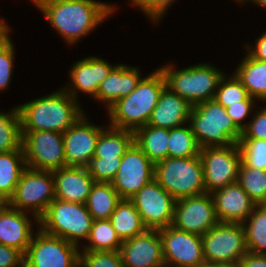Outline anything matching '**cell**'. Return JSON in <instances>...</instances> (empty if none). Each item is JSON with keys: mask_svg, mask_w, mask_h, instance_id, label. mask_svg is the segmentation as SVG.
Here are the masks:
<instances>
[{"mask_svg": "<svg viewBox=\"0 0 266 267\" xmlns=\"http://www.w3.org/2000/svg\"><path fill=\"white\" fill-rule=\"evenodd\" d=\"M69 45L111 16L115 5L95 0H31Z\"/></svg>", "mask_w": 266, "mask_h": 267, "instance_id": "1", "label": "cell"}, {"mask_svg": "<svg viewBox=\"0 0 266 267\" xmlns=\"http://www.w3.org/2000/svg\"><path fill=\"white\" fill-rule=\"evenodd\" d=\"M64 89L18 106L21 131L64 133L84 113L82 107Z\"/></svg>", "mask_w": 266, "mask_h": 267, "instance_id": "2", "label": "cell"}, {"mask_svg": "<svg viewBox=\"0 0 266 267\" xmlns=\"http://www.w3.org/2000/svg\"><path fill=\"white\" fill-rule=\"evenodd\" d=\"M166 81L160 69L142 78L137 87L108 109L110 126L135 131L148 124Z\"/></svg>", "mask_w": 266, "mask_h": 267, "instance_id": "3", "label": "cell"}, {"mask_svg": "<svg viewBox=\"0 0 266 267\" xmlns=\"http://www.w3.org/2000/svg\"><path fill=\"white\" fill-rule=\"evenodd\" d=\"M188 123L201 148L238 144L242 131L215 99L193 106Z\"/></svg>", "mask_w": 266, "mask_h": 267, "instance_id": "4", "label": "cell"}, {"mask_svg": "<svg viewBox=\"0 0 266 267\" xmlns=\"http://www.w3.org/2000/svg\"><path fill=\"white\" fill-rule=\"evenodd\" d=\"M172 65L167 64L159 68L165 77L166 87L172 92L192 106L214 99L223 72L208 63L181 70H176Z\"/></svg>", "mask_w": 266, "mask_h": 267, "instance_id": "5", "label": "cell"}, {"mask_svg": "<svg viewBox=\"0 0 266 267\" xmlns=\"http://www.w3.org/2000/svg\"><path fill=\"white\" fill-rule=\"evenodd\" d=\"M200 155L167 157L155 164L154 180L176 200L206 192Z\"/></svg>", "mask_w": 266, "mask_h": 267, "instance_id": "6", "label": "cell"}, {"mask_svg": "<svg viewBox=\"0 0 266 267\" xmlns=\"http://www.w3.org/2000/svg\"><path fill=\"white\" fill-rule=\"evenodd\" d=\"M93 218L86 204L54 199L39 219V228L78 246L89 236Z\"/></svg>", "mask_w": 266, "mask_h": 267, "instance_id": "7", "label": "cell"}, {"mask_svg": "<svg viewBox=\"0 0 266 267\" xmlns=\"http://www.w3.org/2000/svg\"><path fill=\"white\" fill-rule=\"evenodd\" d=\"M55 199L53 171L36 170L26 167L9 205L19 211L30 210L39 224L50 203Z\"/></svg>", "mask_w": 266, "mask_h": 267, "instance_id": "8", "label": "cell"}, {"mask_svg": "<svg viewBox=\"0 0 266 267\" xmlns=\"http://www.w3.org/2000/svg\"><path fill=\"white\" fill-rule=\"evenodd\" d=\"M203 256L206 262H238L248 252L242 223L218 222L202 236Z\"/></svg>", "mask_w": 266, "mask_h": 267, "instance_id": "9", "label": "cell"}, {"mask_svg": "<svg viewBox=\"0 0 266 267\" xmlns=\"http://www.w3.org/2000/svg\"><path fill=\"white\" fill-rule=\"evenodd\" d=\"M79 249L40 228L24 254V267H79Z\"/></svg>", "mask_w": 266, "mask_h": 267, "instance_id": "10", "label": "cell"}, {"mask_svg": "<svg viewBox=\"0 0 266 267\" xmlns=\"http://www.w3.org/2000/svg\"><path fill=\"white\" fill-rule=\"evenodd\" d=\"M26 167L55 171L66 167L63 133L55 131H21Z\"/></svg>", "mask_w": 266, "mask_h": 267, "instance_id": "11", "label": "cell"}, {"mask_svg": "<svg viewBox=\"0 0 266 267\" xmlns=\"http://www.w3.org/2000/svg\"><path fill=\"white\" fill-rule=\"evenodd\" d=\"M200 158L207 193L211 194L238 180L242 164L238 144L201 148Z\"/></svg>", "mask_w": 266, "mask_h": 267, "instance_id": "12", "label": "cell"}, {"mask_svg": "<svg viewBox=\"0 0 266 267\" xmlns=\"http://www.w3.org/2000/svg\"><path fill=\"white\" fill-rule=\"evenodd\" d=\"M130 200L146 229L160 230L172 225L176 199L154 179Z\"/></svg>", "mask_w": 266, "mask_h": 267, "instance_id": "13", "label": "cell"}, {"mask_svg": "<svg viewBox=\"0 0 266 267\" xmlns=\"http://www.w3.org/2000/svg\"><path fill=\"white\" fill-rule=\"evenodd\" d=\"M218 222L211 194L205 192L176 200L174 228L203 236Z\"/></svg>", "mask_w": 266, "mask_h": 267, "instance_id": "14", "label": "cell"}, {"mask_svg": "<svg viewBox=\"0 0 266 267\" xmlns=\"http://www.w3.org/2000/svg\"><path fill=\"white\" fill-rule=\"evenodd\" d=\"M163 259L168 267H197L202 264V236L181 231L172 225L160 229Z\"/></svg>", "mask_w": 266, "mask_h": 267, "instance_id": "15", "label": "cell"}, {"mask_svg": "<svg viewBox=\"0 0 266 267\" xmlns=\"http://www.w3.org/2000/svg\"><path fill=\"white\" fill-rule=\"evenodd\" d=\"M154 167L134 142L121 158V164L111 184L121 199H130L154 179Z\"/></svg>", "mask_w": 266, "mask_h": 267, "instance_id": "16", "label": "cell"}, {"mask_svg": "<svg viewBox=\"0 0 266 267\" xmlns=\"http://www.w3.org/2000/svg\"><path fill=\"white\" fill-rule=\"evenodd\" d=\"M105 127L90 123L85 113L63 133L66 166L87 167L94 157L96 143Z\"/></svg>", "mask_w": 266, "mask_h": 267, "instance_id": "17", "label": "cell"}, {"mask_svg": "<svg viewBox=\"0 0 266 267\" xmlns=\"http://www.w3.org/2000/svg\"><path fill=\"white\" fill-rule=\"evenodd\" d=\"M124 267H163L162 240L159 230L146 229L124 240L119 250Z\"/></svg>", "mask_w": 266, "mask_h": 267, "instance_id": "18", "label": "cell"}, {"mask_svg": "<svg viewBox=\"0 0 266 267\" xmlns=\"http://www.w3.org/2000/svg\"><path fill=\"white\" fill-rule=\"evenodd\" d=\"M211 196L219 222L243 223L257 205L237 181L214 191Z\"/></svg>", "mask_w": 266, "mask_h": 267, "instance_id": "19", "label": "cell"}, {"mask_svg": "<svg viewBox=\"0 0 266 267\" xmlns=\"http://www.w3.org/2000/svg\"><path fill=\"white\" fill-rule=\"evenodd\" d=\"M115 66L98 57L84 58L71 68L69 72L71 83L68 84L71 88L65 87L64 90L76 101H78L76 91L90 94L95 99L99 85Z\"/></svg>", "mask_w": 266, "mask_h": 267, "instance_id": "20", "label": "cell"}, {"mask_svg": "<svg viewBox=\"0 0 266 267\" xmlns=\"http://www.w3.org/2000/svg\"><path fill=\"white\" fill-rule=\"evenodd\" d=\"M55 198L85 204L95 183L87 167L66 166L53 171Z\"/></svg>", "mask_w": 266, "mask_h": 267, "instance_id": "21", "label": "cell"}, {"mask_svg": "<svg viewBox=\"0 0 266 267\" xmlns=\"http://www.w3.org/2000/svg\"><path fill=\"white\" fill-rule=\"evenodd\" d=\"M136 67L116 65L99 85L96 99L106 103L107 110L118 100L128 96L142 79Z\"/></svg>", "mask_w": 266, "mask_h": 267, "instance_id": "22", "label": "cell"}, {"mask_svg": "<svg viewBox=\"0 0 266 267\" xmlns=\"http://www.w3.org/2000/svg\"><path fill=\"white\" fill-rule=\"evenodd\" d=\"M192 108L188 101L165 87L147 125L168 129L181 127L188 124Z\"/></svg>", "mask_w": 266, "mask_h": 267, "instance_id": "23", "label": "cell"}, {"mask_svg": "<svg viewBox=\"0 0 266 267\" xmlns=\"http://www.w3.org/2000/svg\"><path fill=\"white\" fill-rule=\"evenodd\" d=\"M26 213L9 204L0 210V244L14 247L23 254L26 253L34 235L32 221Z\"/></svg>", "mask_w": 266, "mask_h": 267, "instance_id": "24", "label": "cell"}, {"mask_svg": "<svg viewBox=\"0 0 266 267\" xmlns=\"http://www.w3.org/2000/svg\"><path fill=\"white\" fill-rule=\"evenodd\" d=\"M169 129L145 125L134 131V142L155 165L168 157Z\"/></svg>", "mask_w": 266, "mask_h": 267, "instance_id": "25", "label": "cell"}, {"mask_svg": "<svg viewBox=\"0 0 266 267\" xmlns=\"http://www.w3.org/2000/svg\"><path fill=\"white\" fill-rule=\"evenodd\" d=\"M133 143V131L109 126L101 131L93 158L116 159V157H123Z\"/></svg>", "mask_w": 266, "mask_h": 267, "instance_id": "26", "label": "cell"}, {"mask_svg": "<svg viewBox=\"0 0 266 267\" xmlns=\"http://www.w3.org/2000/svg\"><path fill=\"white\" fill-rule=\"evenodd\" d=\"M234 73L252 98L266 101V62L247 54Z\"/></svg>", "mask_w": 266, "mask_h": 267, "instance_id": "27", "label": "cell"}, {"mask_svg": "<svg viewBox=\"0 0 266 267\" xmlns=\"http://www.w3.org/2000/svg\"><path fill=\"white\" fill-rule=\"evenodd\" d=\"M109 220L122 241L133 238L146 230L140 214L130 199H121Z\"/></svg>", "mask_w": 266, "mask_h": 267, "instance_id": "28", "label": "cell"}, {"mask_svg": "<svg viewBox=\"0 0 266 267\" xmlns=\"http://www.w3.org/2000/svg\"><path fill=\"white\" fill-rule=\"evenodd\" d=\"M120 200L111 183L95 182L85 204L93 220L110 219Z\"/></svg>", "mask_w": 266, "mask_h": 267, "instance_id": "29", "label": "cell"}, {"mask_svg": "<svg viewBox=\"0 0 266 267\" xmlns=\"http://www.w3.org/2000/svg\"><path fill=\"white\" fill-rule=\"evenodd\" d=\"M25 168L23 149L0 153V193L8 200L13 196Z\"/></svg>", "mask_w": 266, "mask_h": 267, "instance_id": "30", "label": "cell"}, {"mask_svg": "<svg viewBox=\"0 0 266 267\" xmlns=\"http://www.w3.org/2000/svg\"><path fill=\"white\" fill-rule=\"evenodd\" d=\"M242 225L248 252L266 255V204L256 205Z\"/></svg>", "mask_w": 266, "mask_h": 267, "instance_id": "31", "label": "cell"}, {"mask_svg": "<svg viewBox=\"0 0 266 267\" xmlns=\"http://www.w3.org/2000/svg\"><path fill=\"white\" fill-rule=\"evenodd\" d=\"M87 240L83 251H119L123 243L109 219L93 220Z\"/></svg>", "mask_w": 266, "mask_h": 267, "instance_id": "32", "label": "cell"}, {"mask_svg": "<svg viewBox=\"0 0 266 267\" xmlns=\"http://www.w3.org/2000/svg\"><path fill=\"white\" fill-rule=\"evenodd\" d=\"M200 150L190 125L169 129L168 157H194L200 155Z\"/></svg>", "mask_w": 266, "mask_h": 267, "instance_id": "33", "label": "cell"}, {"mask_svg": "<svg viewBox=\"0 0 266 267\" xmlns=\"http://www.w3.org/2000/svg\"><path fill=\"white\" fill-rule=\"evenodd\" d=\"M22 148L21 120L18 108L0 112V153Z\"/></svg>", "mask_w": 266, "mask_h": 267, "instance_id": "34", "label": "cell"}, {"mask_svg": "<svg viewBox=\"0 0 266 267\" xmlns=\"http://www.w3.org/2000/svg\"><path fill=\"white\" fill-rule=\"evenodd\" d=\"M237 182L257 205L266 204V170L241 164Z\"/></svg>", "mask_w": 266, "mask_h": 267, "instance_id": "35", "label": "cell"}, {"mask_svg": "<svg viewBox=\"0 0 266 267\" xmlns=\"http://www.w3.org/2000/svg\"><path fill=\"white\" fill-rule=\"evenodd\" d=\"M214 99L224 108L244 100H255L235 73L229 79L225 74L221 77Z\"/></svg>", "mask_w": 266, "mask_h": 267, "instance_id": "36", "label": "cell"}, {"mask_svg": "<svg viewBox=\"0 0 266 267\" xmlns=\"http://www.w3.org/2000/svg\"><path fill=\"white\" fill-rule=\"evenodd\" d=\"M238 145L244 166L266 170V140L240 139Z\"/></svg>", "mask_w": 266, "mask_h": 267, "instance_id": "37", "label": "cell"}, {"mask_svg": "<svg viewBox=\"0 0 266 267\" xmlns=\"http://www.w3.org/2000/svg\"><path fill=\"white\" fill-rule=\"evenodd\" d=\"M79 267H124L119 251H80Z\"/></svg>", "mask_w": 266, "mask_h": 267, "instance_id": "38", "label": "cell"}, {"mask_svg": "<svg viewBox=\"0 0 266 267\" xmlns=\"http://www.w3.org/2000/svg\"><path fill=\"white\" fill-rule=\"evenodd\" d=\"M122 157L116 159L92 158L87 166L94 182L111 183L117 174Z\"/></svg>", "mask_w": 266, "mask_h": 267, "instance_id": "39", "label": "cell"}, {"mask_svg": "<svg viewBox=\"0 0 266 267\" xmlns=\"http://www.w3.org/2000/svg\"><path fill=\"white\" fill-rule=\"evenodd\" d=\"M15 49L10 37L0 45V91L10 85Z\"/></svg>", "mask_w": 266, "mask_h": 267, "instance_id": "40", "label": "cell"}, {"mask_svg": "<svg viewBox=\"0 0 266 267\" xmlns=\"http://www.w3.org/2000/svg\"><path fill=\"white\" fill-rule=\"evenodd\" d=\"M260 110L252 117V121L244 123L245 128L242 130L241 139H262L266 140V107H259Z\"/></svg>", "mask_w": 266, "mask_h": 267, "instance_id": "41", "label": "cell"}, {"mask_svg": "<svg viewBox=\"0 0 266 267\" xmlns=\"http://www.w3.org/2000/svg\"><path fill=\"white\" fill-rule=\"evenodd\" d=\"M175 0H133L132 4L138 6L141 11L155 22L166 13L171 3ZM165 12V13H164Z\"/></svg>", "mask_w": 266, "mask_h": 267, "instance_id": "42", "label": "cell"}, {"mask_svg": "<svg viewBox=\"0 0 266 267\" xmlns=\"http://www.w3.org/2000/svg\"><path fill=\"white\" fill-rule=\"evenodd\" d=\"M254 107V100H244L239 104L230 105L226 109L227 114L231 117L234 124L242 131L245 124L242 121L252 112Z\"/></svg>", "mask_w": 266, "mask_h": 267, "instance_id": "43", "label": "cell"}, {"mask_svg": "<svg viewBox=\"0 0 266 267\" xmlns=\"http://www.w3.org/2000/svg\"><path fill=\"white\" fill-rule=\"evenodd\" d=\"M24 267V254L18 249L0 244V267Z\"/></svg>", "mask_w": 266, "mask_h": 267, "instance_id": "44", "label": "cell"}, {"mask_svg": "<svg viewBox=\"0 0 266 267\" xmlns=\"http://www.w3.org/2000/svg\"><path fill=\"white\" fill-rule=\"evenodd\" d=\"M254 44V48L249 47L247 44L248 54L259 61L266 62V32H264Z\"/></svg>", "mask_w": 266, "mask_h": 267, "instance_id": "45", "label": "cell"}, {"mask_svg": "<svg viewBox=\"0 0 266 267\" xmlns=\"http://www.w3.org/2000/svg\"><path fill=\"white\" fill-rule=\"evenodd\" d=\"M237 267H266V255L247 252Z\"/></svg>", "mask_w": 266, "mask_h": 267, "instance_id": "46", "label": "cell"}, {"mask_svg": "<svg viewBox=\"0 0 266 267\" xmlns=\"http://www.w3.org/2000/svg\"><path fill=\"white\" fill-rule=\"evenodd\" d=\"M9 26L6 25L3 19H0V45L9 38Z\"/></svg>", "mask_w": 266, "mask_h": 267, "instance_id": "47", "label": "cell"}, {"mask_svg": "<svg viewBox=\"0 0 266 267\" xmlns=\"http://www.w3.org/2000/svg\"><path fill=\"white\" fill-rule=\"evenodd\" d=\"M197 267H237V265H232L228 263H213V262H206L204 261Z\"/></svg>", "mask_w": 266, "mask_h": 267, "instance_id": "48", "label": "cell"}, {"mask_svg": "<svg viewBox=\"0 0 266 267\" xmlns=\"http://www.w3.org/2000/svg\"><path fill=\"white\" fill-rule=\"evenodd\" d=\"M9 204V200L0 193V210L4 209Z\"/></svg>", "mask_w": 266, "mask_h": 267, "instance_id": "49", "label": "cell"}, {"mask_svg": "<svg viewBox=\"0 0 266 267\" xmlns=\"http://www.w3.org/2000/svg\"><path fill=\"white\" fill-rule=\"evenodd\" d=\"M249 2V1H252V3H254V4H258L259 5V7L261 6V7H263V8H265L266 9V0H245V2Z\"/></svg>", "mask_w": 266, "mask_h": 267, "instance_id": "50", "label": "cell"}, {"mask_svg": "<svg viewBox=\"0 0 266 267\" xmlns=\"http://www.w3.org/2000/svg\"><path fill=\"white\" fill-rule=\"evenodd\" d=\"M237 1H238V3H239V2L243 3L245 0H236V2H237Z\"/></svg>", "mask_w": 266, "mask_h": 267, "instance_id": "51", "label": "cell"}]
</instances>
